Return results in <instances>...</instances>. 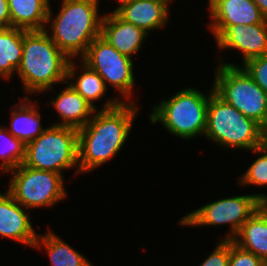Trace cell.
I'll list each match as a JSON object with an SVG mask.
<instances>
[{
    "instance_id": "6da1fadb",
    "label": "cell",
    "mask_w": 267,
    "mask_h": 266,
    "mask_svg": "<svg viewBox=\"0 0 267 266\" xmlns=\"http://www.w3.org/2000/svg\"><path fill=\"white\" fill-rule=\"evenodd\" d=\"M128 101L108 99L99 113L95 110L87 124L78 129L79 174L104 164L121 150L138 110L133 101Z\"/></svg>"
},
{
    "instance_id": "7a4b0ae2",
    "label": "cell",
    "mask_w": 267,
    "mask_h": 266,
    "mask_svg": "<svg viewBox=\"0 0 267 266\" xmlns=\"http://www.w3.org/2000/svg\"><path fill=\"white\" fill-rule=\"evenodd\" d=\"M70 58L52 41L47 30L24 31L22 60L16 73L26 92L49 90L56 83L69 82Z\"/></svg>"
},
{
    "instance_id": "3957f363",
    "label": "cell",
    "mask_w": 267,
    "mask_h": 266,
    "mask_svg": "<svg viewBox=\"0 0 267 266\" xmlns=\"http://www.w3.org/2000/svg\"><path fill=\"white\" fill-rule=\"evenodd\" d=\"M98 1L62 0L61 9L53 19L49 7L46 23L52 22L53 33L48 35L70 59L78 54L82 57L93 40L101 36L103 15H98Z\"/></svg>"
},
{
    "instance_id": "277c9868",
    "label": "cell",
    "mask_w": 267,
    "mask_h": 266,
    "mask_svg": "<svg viewBox=\"0 0 267 266\" xmlns=\"http://www.w3.org/2000/svg\"><path fill=\"white\" fill-rule=\"evenodd\" d=\"M204 136L221 146L237 150L253 151L263 146V127L226 103L215 92L209 97Z\"/></svg>"
},
{
    "instance_id": "5b68a950",
    "label": "cell",
    "mask_w": 267,
    "mask_h": 266,
    "mask_svg": "<svg viewBox=\"0 0 267 266\" xmlns=\"http://www.w3.org/2000/svg\"><path fill=\"white\" fill-rule=\"evenodd\" d=\"M210 92L206 96L193 88L179 91L153 108L151 122H161L171 134L183 139L205 134L208 101L214 92L213 86Z\"/></svg>"
},
{
    "instance_id": "8992f818",
    "label": "cell",
    "mask_w": 267,
    "mask_h": 266,
    "mask_svg": "<svg viewBox=\"0 0 267 266\" xmlns=\"http://www.w3.org/2000/svg\"><path fill=\"white\" fill-rule=\"evenodd\" d=\"M23 164L59 174L76 166L79 173L78 129L54 124L45 128L40 136L26 144Z\"/></svg>"
},
{
    "instance_id": "52a82bcc",
    "label": "cell",
    "mask_w": 267,
    "mask_h": 266,
    "mask_svg": "<svg viewBox=\"0 0 267 266\" xmlns=\"http://www.w3.org/2000/svg\"><path fill=\"white\" fill-rule=\"evenodd\" d=\"M215 72L214 92L244 116L262 127L267 122V94L248 72L235 64H220Z\"/></svg>"
},
{
    "instance_id": "ba28073f",
    "label": "cell",
    "mask_w": 267,
    "mask_h": 266,
    "mask_svg": "<svg viewBox=\"0 0 267 266\" xmlns=\"http://www.w3.org/2000/svg\"><path fill=\"white\" fill-rule=\"evenodd\" d=\"M10 171L13 177L7 192L25 208L50 207L67 195L62 174L24 164Z\"/></svg>"
},
{
    "instance_id": "9c48e42d",
    "label": "cell",
    "mask_w": 267,
    "mask_h": 266,
    "mask_svg": "<svg viewBox=\"0 0 267 266\" xmlns=\"http://www.w3.org/2000/svg\"><path fill=\"white\" fill-rule=\"evenodd\" d=\"M267 201L266 194L242 195L214 201L181 218V225H231V233L225 240H232L241 226Z\"/></svg>"
},
{
    "instance_id": "30bf717a",
    "label": "cell",
    "mask_w": 267,
    "mask_h": 266,
    "mask_svg": "<svg viewBox=\"0 0 267 266\" xmlns=\"http://www.w3.org/2000/svg\"><path fill=\"white\" fill-rule=\"evenodd\" d=\"M90 69L97 72L110 86L120 92L127 100L134 88L133 60L119 53L101 36L89 45L82 61Z\"/></svg>"
},
{
    "instance_id": "8fae6325",
    "label": "cell",
    "mask_w": 267,
    "mask_h": 266,
    "mask_svg": "<svg viewBox=\"0 0 267 266\" xmlns=\"http://www.w3.org/2000/svg\"><path fill=\"white\" fill-rule=\"evenodd\" d=\"M212 25L217 38L228 26L267 23L254 0H208Z\"/></svg>"
},
{
    "instance_id": "7c38bea8",
    "label": "cell",
    "mask_w": 267,
    "mask_h": 266,
    "mask_svg": "<svg viewBox=\"0 0 267 266\" xmlns=\"http://www.w3.org/2000/svg\"><path fill=\"white\" fill-rule=\"evenodd\" d=\"M221 49H236L243 53V63L267 54V23L228 26L217 38Z\"/></svg>"
},
{
    "instance_id": "4fadbf2b",
    "label": "cell",
    "mask_w": 267,
    "mask_h": 266,
    "mask_svg": "<svg viewBox=\"0 0 267 266\" xmlns=\"http://www.w3.org/2000/svg\"><path fill=\"white\" fill-rule=\"evenodd\" d=\"M170 0H118L115 12L125 21L143 29L146 33L162 28L168 21Z\"/></svg>"
},
{
    "instance_id": "5bb4252c",
    "label": "cell",
    "mask_w": 267,
    "mask_h": 266,
    "mask_svg": "<svg viewBox=\"0 0 267 266\" xmlns=\"http://www.w3.org/2000/svg\"><path fill=\"white\" fill-rule=\"evenodd\" d=\"M26 213L7 191L0 194V235L34 247L37 234Z\"/></svg>"
},
{
    "instance_id": "9a60e30c",
    "label": "cell",
    "mask_w": 267,
    "mask_h": 266,
    "mask_svg": "<svg viewBox=\"0 0 267 266\" xmlns=\"http://www.w3.org/2000/svg\"><path fill=\"white\" fill-rule=\"evenodd\" d=\"M143 29L123 20L115 11L104 15L101 24V37L119 53L132 58L148 35Z\"/></svg>"
},
{
    "instance_id": "2e32d148",
    "label": "cell",
    "mask_w": 267,
    "mask_h": 266,
    "mask_svg": "<svg viewBox=\"0 0 267 266\" xmlns=\"http://www.w3.org/2000/svg\"><path fill=\"white\" fill-rule=\"evenodd\" d=\"M63 121L54 125L68 126L76 129L84 127L92 118L95 108L87 102L70 85L57 94L51 101Z\"/></svg>"
},
{
    "instance_id": "e0dca14e",
    "label": "cell",
    "mask_w": 267,
    "mask_h": 266,
    "mask_svg": "<svg viewBox=\"0 0 267 266\" xmlns=\"http://www.w3.org/2000/svg\"><path fill=\"white\" fill-rule=\"evenodd\" d=\"M232 241L241 249L267 261V206L264 203L241 226Z\"/></svg>"
},
{
    "instance_id": "ac0fdd59",
    "label": "cell",
    "mask_w": 267,
    "mask_h": 266,
    "mask_svg": "<svg viewBox=\"0 0 267 266\" xmlns=\"http://www.w3.org/2000/svg\"><path fill=\"white\" fill-rule=\"evenodd\" d=\"M11 27L45 30L49 12V0H8Z\"/></svg>"
},
{
    "instance_id": "d6986e66",
    "label": "cell",
    "mask_w": 267,
    "mask_h": 266,
    "mask_svg": "<svg viewBox=\"0 0 267 266\" xmlns=\"http://www.w3.org/2000/svg\"><path fill=\"white\" fill-rule=\"evenodd\" d=\"M23 100L25 104L20 103L17 109L12 110L11 128L8 131L26 145L40 136L45 129L41 126V117L40 113L38 114L36 111L35 107L38 106L34 105L35 102H32L27 96Z\"/></svg>"
},
{
    "instance_id": "ffe728a7",
    "label": "cell",
    "mask_w": 267,
    "mask_h": 266,
    "mask_svg": "<svg viewBox=\"0 0 267 266\" xmlns=\"http://www.w3.org/2000/svg\"><path fill=\"white\" fill-rule=\"evenodd\" d=\"M24 29L0 28V76L9 79L20 66Z\"/></svg>"
},
{
    "instance_id": "44dd1931",
    "label": "cell",
    "mask_w": 267,
    "mask_h": 266,
    "mask_svg": "<svg viewBox=\"0 0 267 266\" xmlns=\"http://www.w3.org/2000/svg\"><path fill=\"white\" fill-rule=\"evenodd\" d=\"M45 247L52 266H93L78 251L65 243L60 237L48 231L45 235H38L35 248Z\"/></svg>"
},
{
    "instance_id": "7402d4cb",
    "label": "cell",
    "mask_w": 267,
    "mask_h": 266,
    "mask_svg": "<svg viewBox=\"0 0 267 266\" xmlns=\"http://www.w3.org/2000/svg\"><path fill=\"white\" fill-rule=\"evenodd\" d=\"M81 67L83 73L77 76L76 66L71 59L67 69V78L71 80L72 77L74 79L78 77L76 83L70 82V86L97 110L93 101L99 100L100 97L103 98V94L107 91L106 84L97 72L90 69L83 62Z\"/></svg>"
},
{
    "instance_id": "603a6c76",
    "label": "cell",
    "mask_w": 267,
    "mask_h": 266,
    "mask_svg": "<svg viewBox=\"0 0 267 266\" xmlns=\"http://www.w3.org/2000/svg\"><path fill=\"white\" fill-rule=\"evenodd\" d=\"M2 140L4 141L2 142ZM25 150L26 145L21 140L10 134L8 129L5 130V127L0 126V158L3 160L0 163L1 171L10 172V170L23 164Z\"/></svg>"
},
{
    "instance_id": "cb8c5ba5",
    "label": "cell",
    "mask_w": 267,
    "mask_h": 266,
    "mask_svg": "<svg viewBox=\"0 0 267 266\" xmlns=\"http://www.w3.org/2000/svg\"><path fill=\"white\" fill-rule=\"evenodd\" d=\"M257 154H261L247 169L242 176H240L241 185H267V147L261 146L253 150Z\"/></svg>"
},
{
    "instance_id": "d4e9b609",
    "label": "cell",
    "mask_w": 267,
    "mask_h": 266,
    "mask_svg": "<svg viewBox=\"0 0 267 266\" xmlns=\"http://www.w3.org/2000/svg\"><path fill=\"white\" fill-rule=\"evenodd\" d=\"M243 65L248 74L267 94V54L252 58Z\"/></svg>"
},
{
    "instance_id": "484cf974",
    "label": "cell",
    "mask_w": 267,
    "mask_h": 266,
    "mask_svg": "<svg viewBox=\"0 0 267 266\" xmlns=\"http://www.w3.org/2000/svg\"><path fill=\"white\" fill-rule=\"evenodd\" d=\"M263 260L251 252L245 251L230 240L229 266H261Z\"/></svg>"
},
{
    "instance_id": "4316f807",
    "label": "cell",
    "mask_w": 267,
    "mask_h": 266,
    "mask_svg": "<svg viewBox=\"0 0 267 266\" xmlns=\"http://www.w3.org/2000/svg\"><path fill=\"white\" fill-rule=\"evenodd\" d=\"M230 240L223 239L200 266H229Z\"/></svg>"
},
{
    "instance_id": "83f0119b",
    "label": "cell",
    "mask_w": 267,
    "mask_h": 266,
    "mask_svg": "<svg viewBox=\"0 0 267 266\" xmlns=\"http://www.w3.org/2000/svg\"><path fill=\"white\" fill-rule=\"evenodd\" d=\"M11 27L8 0H0V28Z\"/></svg>"
},
{
    "instance_id": "f1b7e54d",
    "label": "cell",
    "mask_w": 267,
    "mask_h": 266,
    "mask_svg": "<svg viewBox=\"0 0 267 266\" xmlns=\"http://www.w3.org/2000/svg\"><path fill=\"white\" fill-rule=\"evenodd\" d=\"M254 2L260 9L262 15L267 20V0H254Z\"/></svg>"
},
{
    "instance_id": "f546056e",
    "label": "cell",
    "mask_w": 267,
    "mask_h": 266,
    "mask_svg": "<svg viewBox=\"0 0 267 266\" xmlns=\"http://www.w3.org/2000/svg\"><path fill=\"white\" fill-rule=\"evenodd\" d=\"M263 145L267 147V122L263 126Z\"/></svg>"
},
{
    "instance_id": "4dcf8cb0",
    "label": "cell",
    "mask_w": 267,
    "mask_h": 266,
    "mask_svg": "<svg viewBox=\"0 0 267 266\" xmlns=\"http://www.w3.org/2000/svg\"><path fill=\"white\" fill-rule=\"evenodd\" d=\"M261 266H267V261L263 262Z\"/></svg>"
}]
</instances>
